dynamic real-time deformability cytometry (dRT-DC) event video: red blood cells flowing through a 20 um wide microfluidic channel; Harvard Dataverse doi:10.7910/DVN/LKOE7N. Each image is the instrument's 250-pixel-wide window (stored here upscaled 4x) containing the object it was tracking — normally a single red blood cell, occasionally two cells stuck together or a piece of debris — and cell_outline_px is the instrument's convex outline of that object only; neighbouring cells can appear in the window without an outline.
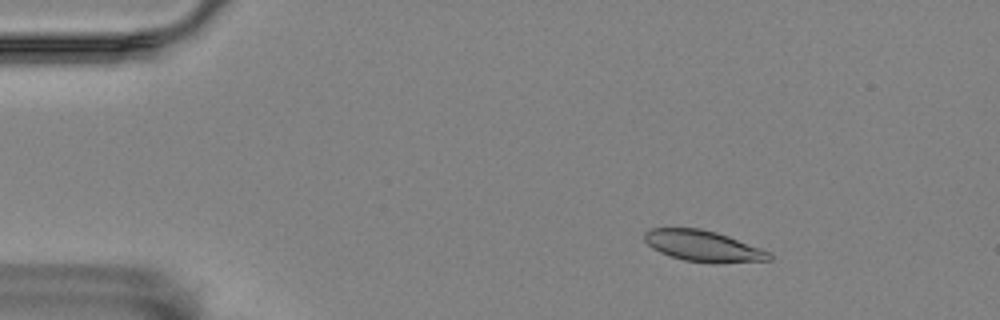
{"species": "Egyptian fruit bat (a non-hibernating species)", "species_latin": "Rousettus aegyptiacus", "temperature_condition": "room temperature", "stored_images_in_passage": 58, "camera_frame_rate_fps": 3000, "um_per_image_px": 0.085, "animal": {"sex": "female"}, "frame": {"image": 1, "passage_image": 9, "time_ms": 2.667, "image_size_px": [1000, 320], "cell_outline_px": [[772, 260], [716, 264], [684, 260], [660, 252], [652, 248], [644, 240], [644, 232], [648, 228], [700, 228], [716, 232], [728, 236], [772, 252]], "centroid_in_image_um": [59.8, 20.92], "position_along_channel_um": 25.2, "area_um2": 22.77}}
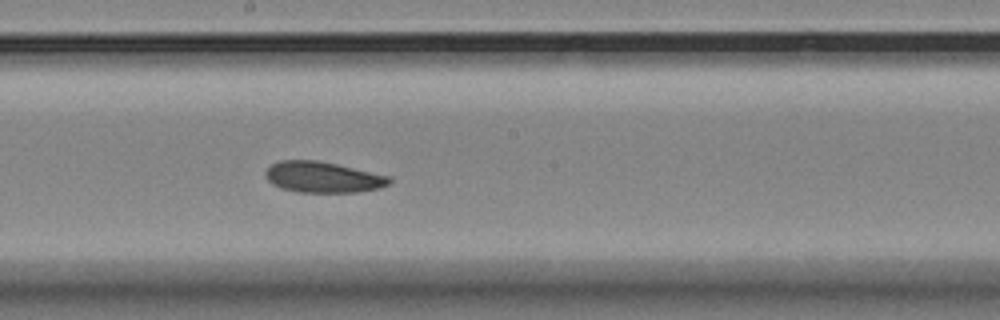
{"frame": {"image": 2, "passage_image": 32, "time_ms": 10.333, "image_size_px": [1000, 320], "cell_outline_px": [[392, 180], [388, 184], [380, 188], [360, 192], [296, 192], [280, 188], [272, 184], [264, 176], [264, 172], [272, 164], [280, 160], [316, 160], [336, 164], [392, 176]], "centroid_in_image_um": [27.44, 15.06], "position_along_channel_um": 220.8, "area_um2": 22.48}}
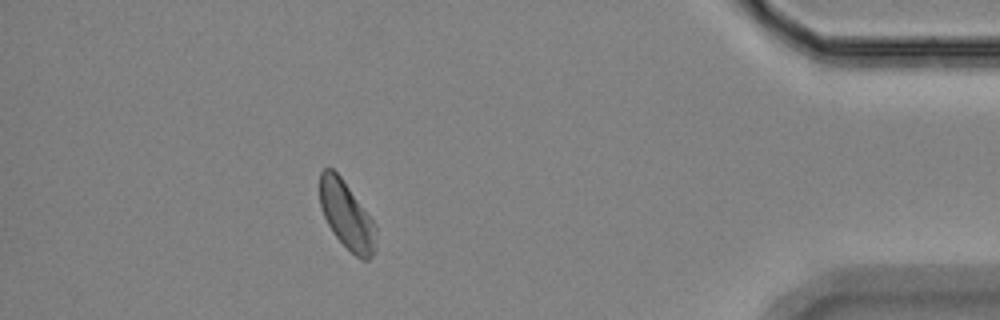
{"frame": {"image": 3, "passage_image": 52, "time_ms": 17.0, "image_size_px": [1000, 320], "cell_outline_px": [[376, 228], [372, 256], [368, 260], [364, 260], [356, 256], [332, 232], [320, 208], [320, 172], [324, 168], [332, 168], [340, 176], [376, 224]], "centroid_in_image_um": [29.44, 18.28], "position_along_channel_um": 405.8, "area_um2": 21.68}, "authors_computed_cell_mechanics": {"area_um2": 22.6576, "velocity_mm_per_s": 3.4435, "shape_relaxation_time_tau1_ms": 7.5729, "shape_relaxation_time_tau2_ms": 9.4548, "deformation_change_tau1": 0.1317, "deformation_change_tau2": 0.1352}}